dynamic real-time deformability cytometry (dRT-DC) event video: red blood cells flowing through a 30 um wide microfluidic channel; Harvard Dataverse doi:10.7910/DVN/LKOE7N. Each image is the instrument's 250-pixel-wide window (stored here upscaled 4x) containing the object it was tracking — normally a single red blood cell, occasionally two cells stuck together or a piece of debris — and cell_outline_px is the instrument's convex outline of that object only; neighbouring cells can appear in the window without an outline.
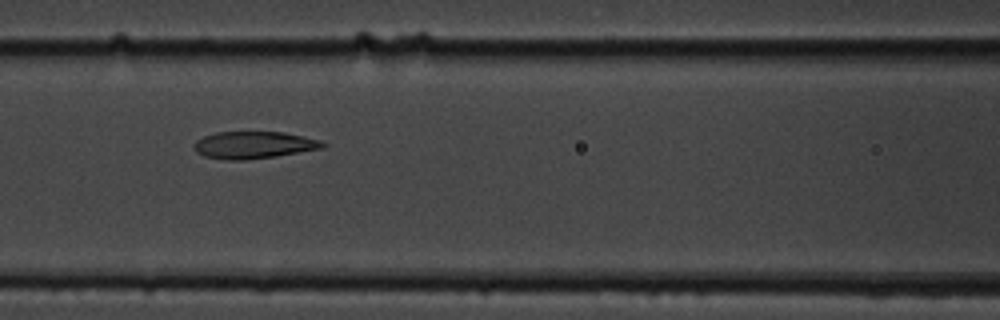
{"species": "common noctule bat (a hibernating species)", "species_latin": "Nyctalus noctula", "temperature_condition": "cold", "stored_images_in_passage": 4, "camera_frame_rate_fps": 3000, "um_per_image_px": 0.085, "animal": {"sex": "male", "body_mass_g": 19.5, "forearm_length_mm": 54.6}, "frame": {"image": 1, "passage_image": 4, "time_ms": 3.333, "image_size_px": [1000, 320], "cell_outline_px": [[328, 144], [324, 148], [276, 156], [244, 160], [228, 160], [204, 156], [196, 152], [192, 148], [192, 144], [196, 140], [204, 136], [216, 132], [284, 132], [304, 136], [320, 140]], "centroid_in_image_um": [21.56, 12.32], "position_along_channel_um": 145.0, "area_um2": 20.52}}